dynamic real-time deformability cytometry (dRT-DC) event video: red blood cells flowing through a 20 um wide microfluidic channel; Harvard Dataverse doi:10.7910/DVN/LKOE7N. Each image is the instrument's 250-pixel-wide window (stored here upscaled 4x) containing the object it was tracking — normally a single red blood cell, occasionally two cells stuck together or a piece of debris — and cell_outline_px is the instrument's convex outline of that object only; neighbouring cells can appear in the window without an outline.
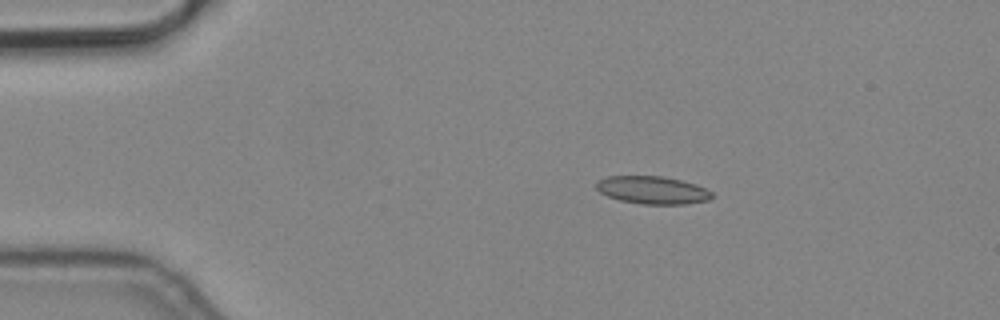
{"species": "common noctule bat (a hibernating species)", "species_latin": "Nyctalus noctula", "temperature_condition": "cold", "stored_images_in_passage": 4, "camera_frame_rate_fps": 3000, "um_per_image_px": 0.085, "animal": {"sex": "male", "body_mass_g": 19.2, "forearm_length_mm": 51.8}, "frame": {"image": 1, "passage_image": 2, "time_ms": 0.333, "image_size_px": [1000, 320], "cell_outline_px": [[712, 196], [708, 200], [684, 204], [640, 204], [620, 200], [608, 196], [600, 192], [596, 188], [596, 180], [608, 176], [664, 176], [696, 184], [712, 192]], "centroid_in_image_um": [55.43, 16.15], "position_along_channel_um": 29.6, "area_um2": 18.67}}